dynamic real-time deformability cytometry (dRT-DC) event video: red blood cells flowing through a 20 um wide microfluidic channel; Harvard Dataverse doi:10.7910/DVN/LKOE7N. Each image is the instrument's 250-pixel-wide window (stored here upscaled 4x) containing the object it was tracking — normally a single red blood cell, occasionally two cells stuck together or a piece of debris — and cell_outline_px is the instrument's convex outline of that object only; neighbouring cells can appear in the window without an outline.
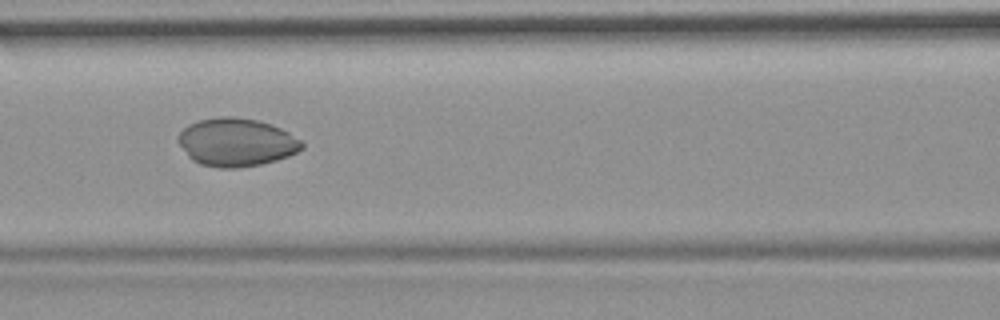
{"species": "common noctule bat (a hibernating species)", "species_latin": "Nyctalus noctula", "temperature_condition": "room temperature", "stored_images_in_passage": 7, "camera_frame_rate_fps": 3000, "um_per_image_px": 0.085, "animal": {"sex": "female", "body_mass_g": 19.9}, "frame": {"image": 1, "passage_image": 3, "time_ms": 2.0, "image_size_px": [1000, 320], "cell_outline_px": [[304, 148], [288, 156], [276, 160], [260, 164], [236, 168], [220, 168], [200, 164], [192, 160], [188, 156], [176, 140], [176, 136], [188, 124], [200, 120], [220, 116], [232, 116], [256, 120], [280, 128], [288, 132], [300, 140], [304, 144]], "centroid_in_image_um": [20.06, 12.09], "position_along_channel_um": 146.5, "area_um2": 34.62}}
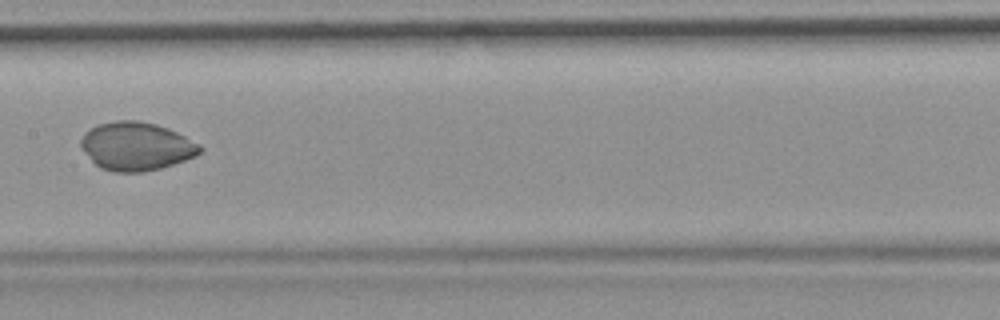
{"frame": {"image": 2, "passage_image": 4, "time_ms": 3.333, "image_size_px": [1000, 320], "cell_outline_px": [[204, 148], [196, 156], [160, 168], [144, 172], [112, 172], [100, 168], [80, 148], [80, 140], [84, 132], [100, 124], [116, 120], [140, 120], [156, 124], [168, 128], [200, 144]], "centroid_in_image_um": [11.57, 12.43], "position_along_channel_um": 195.8, "area_um2": 33.58}}
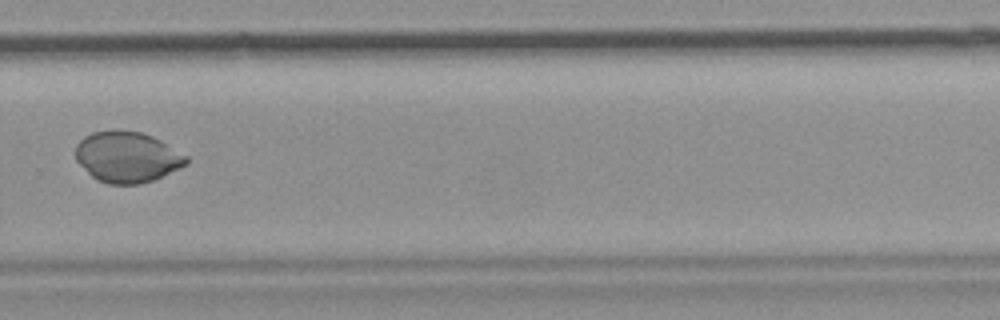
{"frame": {"image": 3, "passage_image": 7, "time_ms": 6.667, "image_size_px": [1000, 320], "cell_outline_px": [[188, 164], [180, 168], [152, 180], [140, 184], [108, 184], [96, 180], [76, 160], [76, 144], [84, 136], [92, 132], [112, 128], [120, 128], [140, 132], [152, 136], [160, 140], [188, 156]], "centroid_in_image_um": [10.79, 13.32], "position_along_channel_um": 319.0, "area_um2": 33.12}}